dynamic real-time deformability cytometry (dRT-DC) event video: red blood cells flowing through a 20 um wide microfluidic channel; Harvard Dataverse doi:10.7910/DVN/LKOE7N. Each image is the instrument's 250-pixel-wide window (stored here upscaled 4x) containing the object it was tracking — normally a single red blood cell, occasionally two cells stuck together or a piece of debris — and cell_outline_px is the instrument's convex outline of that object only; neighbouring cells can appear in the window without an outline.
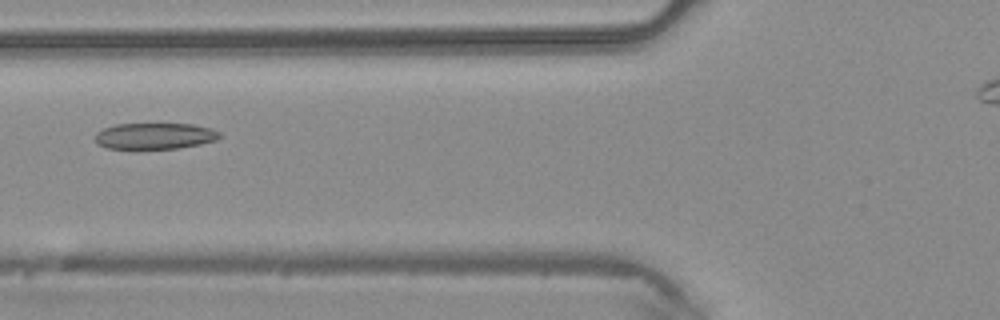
{"species": "common noctule bat (a hibernating species)", "species_latin": "Nyctalus noctula", "temperature_condition": "warm", "stored_images_in_passage": 5, "camera_frame_rate_fps": 3000, "um_per_image_px": 0.085, "animal": {"sex": "male", "body_mass_g": 20.4}, "frame": {"image": 1, "passage_image": 5, "time_ms": 1.333, "image_size_px": [1000, 320], "cell_outline_px": [[220, 136], [216, 140], [200, 144], [176, 148], [108, 148], [96, 144], [96, 132], [104, 128], [116, 124], [192, 124], [212, 128], [220, 132]], "centroid_in_image_um": [13.16, 11.55], "position_along_channel_um": 112.6, "area_um2": 18.84}}